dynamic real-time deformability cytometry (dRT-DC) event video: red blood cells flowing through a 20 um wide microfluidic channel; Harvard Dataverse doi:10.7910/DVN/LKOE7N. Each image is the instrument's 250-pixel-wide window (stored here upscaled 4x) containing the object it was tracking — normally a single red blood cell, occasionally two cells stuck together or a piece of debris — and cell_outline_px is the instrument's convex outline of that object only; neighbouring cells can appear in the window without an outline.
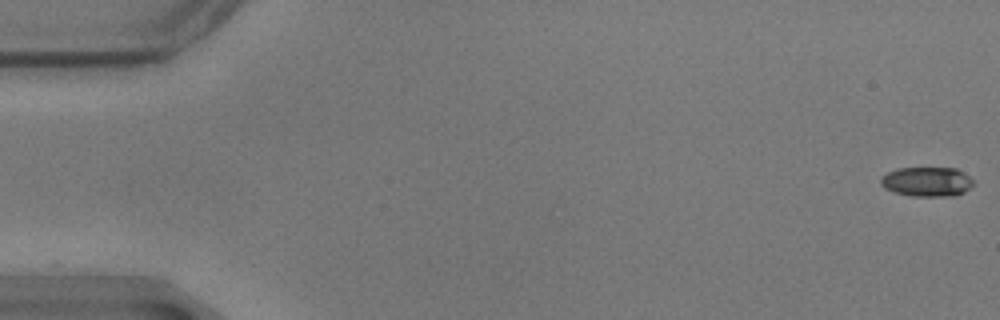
{"species": "common noctule bat (a hibernating species)", "species_latin": "Nyctalus noctula", "temperature_condition": "warm", "stored_images_in_passage": 9, "camera_frame_rate_fps": 3000, "um_per_image_px": 0.085, "animal": {"sex": "male", "body_mass_g": 17.9}, "frame": {"image": 1, "passage_image": 1, "time_ms": 0.0, "image_size_px": [1000, 320], "cell_outline_px": [[972, 184], [964, 192], [956, 196], [912, 196], [892, 192], [884, 188], [880, 184], [880, 176], [896, 168], [956, 168], [968, 176], [972, 180]], "centroid_in_image_um": [78.73, 15.45], "position_along_channel_um": 6.3, "area_um2": 16.01}}